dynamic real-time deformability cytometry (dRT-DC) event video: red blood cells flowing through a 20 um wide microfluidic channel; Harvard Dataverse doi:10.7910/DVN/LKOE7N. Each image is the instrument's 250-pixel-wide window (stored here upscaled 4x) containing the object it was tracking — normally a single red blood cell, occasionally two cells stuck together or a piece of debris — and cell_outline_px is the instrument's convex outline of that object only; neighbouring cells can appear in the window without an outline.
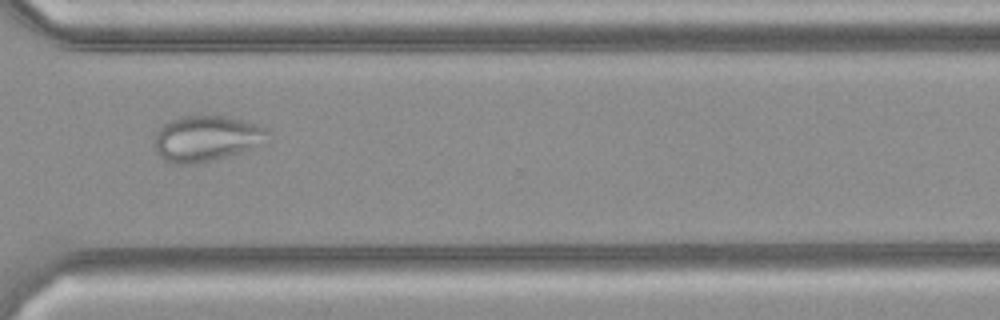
{"species": "common noctule bat (a hibernating species)", "species_latin": "Nyctalus noctula", "temperature_condition": "cold", "stored_images_in_passage": 31, "camera_frame_rate_fps": 3000, "um_per_image_px": 0.085, "animal": {"sex": "female", "body_mass_g": 21.9}, "frame": {"image": 1, "passage_image": 22, "time_ms": 7.0, "image_size_px": [1000, 320], "cell_outline_px": [[268, 132], [252, 148], [240, 152], [200, 164], [176, 164], [164, 160], [156, 152], [156, 132], [164, 124], [180, 116], [224, 116], [244, 120], [264, 128]], "centroid_in_image_um": [17.46, 11.78], "position_along_channel_um": 353.1, "area_um2": 29.48}}